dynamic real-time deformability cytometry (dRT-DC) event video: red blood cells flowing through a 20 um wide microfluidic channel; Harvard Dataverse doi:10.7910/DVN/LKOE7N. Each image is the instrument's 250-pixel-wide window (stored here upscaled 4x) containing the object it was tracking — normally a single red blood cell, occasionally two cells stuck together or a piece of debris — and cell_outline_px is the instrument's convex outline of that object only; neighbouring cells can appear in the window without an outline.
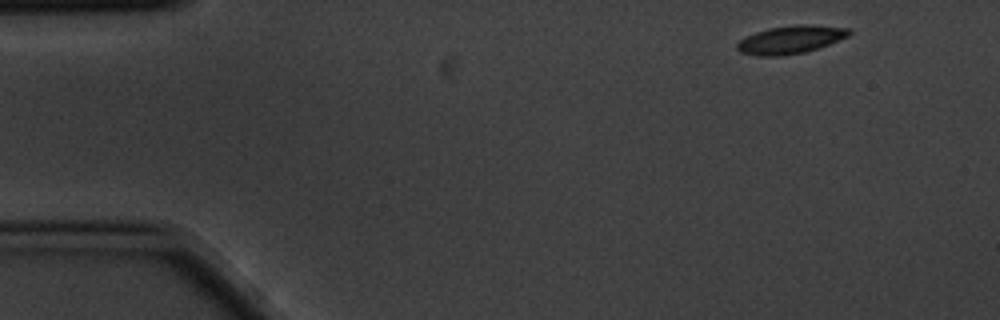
{"species": "common noctule bat (a hibernating species)", "species_latin": "Nyctalus noctula", "temperature_condition": "cold", "stored_images_in_passage": 4, "segment_of_instrument_passage": [1, 2], "camera_frame_rate_fps": 3000, "um_per_image_px": 0.085, "animal": {"sex": "male", "body_mass_g": 20.1, "forearm_length_mm": 53.5}, "frame": {"image": 1, "passage_image": 1, "time_ms": 0.0, "image_size_px": [1000, 320], "cell_outline_px": [[852, 32], [848, 36], [828, 44], [804, 52], [780, 56], [756, 56], [740, 52], [736, 48], [736, 44], [740, 40], [756, 32], [768, 28], [796, 24], [808, 24], [848, 28]], "centroid_in_image_um": [67.17, 3.36], "position_along_channel_um": 17.8, "area_um2": 18.15}}